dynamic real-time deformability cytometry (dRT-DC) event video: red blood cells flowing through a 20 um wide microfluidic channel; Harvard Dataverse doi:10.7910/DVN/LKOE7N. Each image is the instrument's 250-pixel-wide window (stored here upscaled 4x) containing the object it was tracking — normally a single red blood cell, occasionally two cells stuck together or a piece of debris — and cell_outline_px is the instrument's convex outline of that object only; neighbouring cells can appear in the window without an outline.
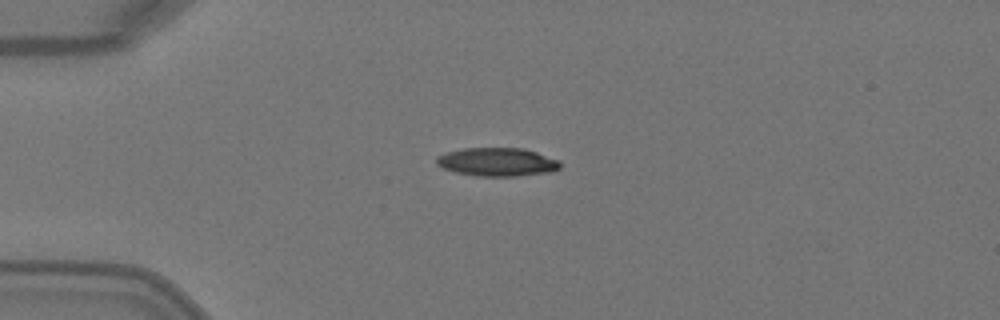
{"species": "Egyptian fruit bat (a non-hibernating species)", "species_latin": "Rousettus aegyptiacus", "temperature_condition": "warm", "stored_images_in_passage": 2, "camera_frame_rate_fps": 3000, "um_per_image_px": 0.085, "animal": {"sex": "female"}, "frame": {"image": 1, "passage_image": 2, "time_ms": 0.333, "image_size_px": [1000, 320], "cell_outline_px": [[560, 168], [552, 172], [516, 176], [480, 176], [456, 172], [444, 168], [436, 164], [436, 156], [448, 152], [464, 148], [524, 148], [560, 160]], "centroid_in_image_um": [42.29, 13.76], "position_along_channel_um": 42.7, "area_um2": 20.46}}